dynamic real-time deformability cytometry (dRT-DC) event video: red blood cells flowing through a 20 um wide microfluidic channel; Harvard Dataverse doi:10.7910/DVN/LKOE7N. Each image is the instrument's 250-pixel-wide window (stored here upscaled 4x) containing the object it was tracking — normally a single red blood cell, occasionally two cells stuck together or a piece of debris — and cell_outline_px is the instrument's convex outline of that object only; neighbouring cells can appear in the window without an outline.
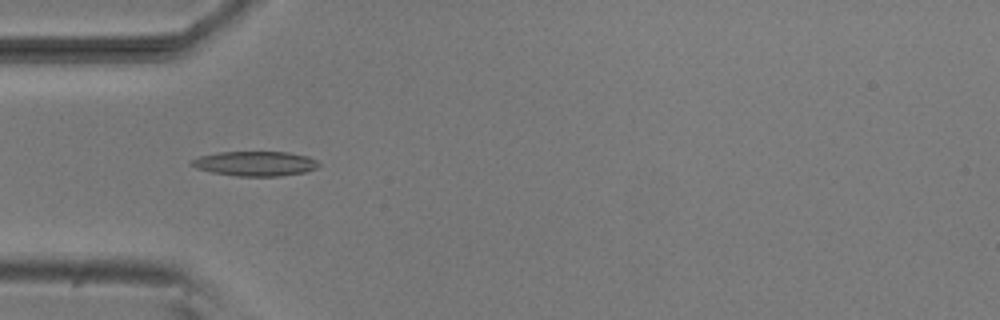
{"species": "common noctule bat (a hibernating species)", "species_latin": "Nyctalus noctula", "temperature_condition": "room temperature", "stored_images_in_passage": 17, "camera_frame_rate_fps": 3000, "um_per_image_px": 0.085, "animal": {"sex": "male", "body_mass_g": 20.5, "forearm_length_mm": 52.5}, "frame": {"image": 1, "passage_image": 14, "time_ms": 4.333, "image_size_px": [1000, 320], "cell_outline_px": [[320, 164], [316, 168], [304, 172], [280, 176], [236, 176], [212, 172], [196, 168], [188, 164], [192, 160], [200, 156], [220, 152], [288, 152], [308, 156], [316, 160]], "centroid_in_image_um": [21.69, 13.9], "position_along_channel_um": 63.3, "area_um2": 18.26}}